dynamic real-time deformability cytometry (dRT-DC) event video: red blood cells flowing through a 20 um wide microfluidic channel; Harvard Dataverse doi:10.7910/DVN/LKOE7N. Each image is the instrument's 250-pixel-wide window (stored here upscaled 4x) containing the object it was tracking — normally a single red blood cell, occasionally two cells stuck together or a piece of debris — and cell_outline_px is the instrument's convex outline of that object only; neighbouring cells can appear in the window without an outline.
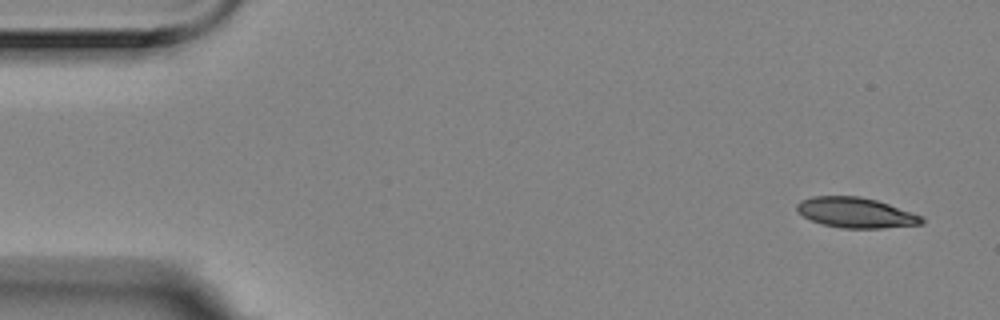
{"species": "Egyptian fruit bat (a non-hibernating species)", "species_latin": "Rousettus aegyptiacus", "temperature_condition": "room temperature", "stored_images_in_passage": 6, "camera_frame_rate_fps": 3000, "um_per_image_px": 0.085, "animal": {"sex": "female"}, "frame": {"image": 1, "passage_image": 1, "time_ms": 0.0, "image_size_px": [1000, 320], "cell_outline_px": [[924, 220], [920, 224], [880, 228], [840, 228], [820, 224], [796, 212], [796, 204], [800, 200], [812, 196], [860, 196], [876, 200], [924, 216]], "centroid_in_image_um": [72.7, 18.07], "position_along_channel_um": 12.3, "area_um2": 22.08}}